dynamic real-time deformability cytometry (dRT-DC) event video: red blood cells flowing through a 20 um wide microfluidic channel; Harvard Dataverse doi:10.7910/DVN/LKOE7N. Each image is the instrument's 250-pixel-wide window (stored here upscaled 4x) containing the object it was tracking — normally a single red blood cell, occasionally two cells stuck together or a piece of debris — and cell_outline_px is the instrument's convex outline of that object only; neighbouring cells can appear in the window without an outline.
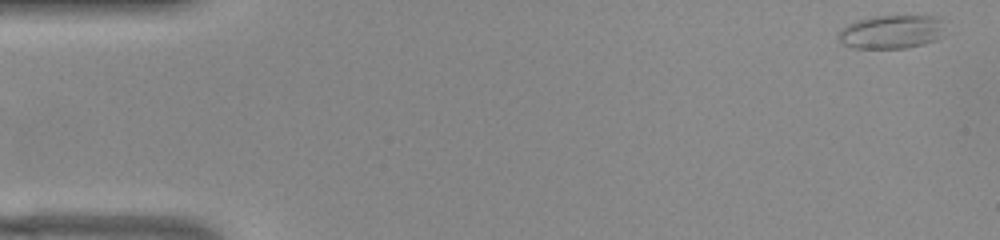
{"species": "common noctule bat (a hibernating species)", "species_latin": "Nyctalus noctula", "temperature_condition": "warm", "stored_images_in_passage": 52, "camera_frame_rate_fps": 3000, "um_per_image_px": 0.085, "animal": {"sex": "female", "body_mass_g": 22.0, "forearm_length_mm": 56.7}, "frame": {"image": 1, "passage_image": 1, "time_ms": 0.0, "image_size_px": [1000, 240], "cell_outline_px": [[940, 36], [936, 40], [924, 44], [908, 48], [852, 48], [840, 44], [836, 36], [836, 32], [840, 28], [856, 20], [872, 16], [936, 16], [940, 20]], "centroid_in_image_um": [75.63, 2.72], "position_along_channel_um": 9.4, "area_um2": 20.98}}
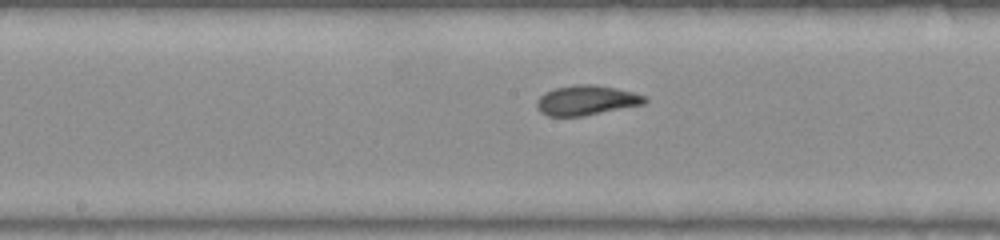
{"frame": {"image": 2, "passage_image": 26, "time_ms": 8.333, "image_size_px": [1000, 240], "cell_outline_px": [[648, 100], [644, 104], [584, 116], [548, 116], [540, 112], [536, 108], [536, 100], [544, 92], [556, 88], [576, 84], [592, 84], [616, 88], [648, 96]], "centroid_in_image_um": [49.84, 8.53], "position_along_channel_um": 198.4, "area_um2": 18.9}}
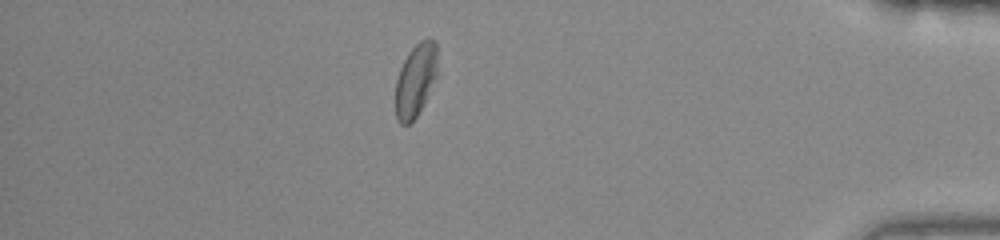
{"frame": {"image": 3, "passage_image": 45, "time_ms": 14.667, "image_size_px": [1000, 240], "cell_outline_px": [[436, 76], [416, 116], [408, 124], [400, 124], [396, 120], [396, 80], [400, 68], [408, 52], [420, 40], [428, 36], [436, 40]], "centroid_in_image_um": [35.31, 6.75], "position_along_channel_um": 399.9, "area_um2": 17.51}, "authors_computed_cell_mechanics": {"area_um2": 19.1029, "velocity_mm_per_s": 3.8469, "shape_relaxation_time_tau1_ms": null, "shape_relaxation_time_tau2_ms": 1.5656, "deformation_change_tau1": null, "deformation_change_tau2": 0.0755}}